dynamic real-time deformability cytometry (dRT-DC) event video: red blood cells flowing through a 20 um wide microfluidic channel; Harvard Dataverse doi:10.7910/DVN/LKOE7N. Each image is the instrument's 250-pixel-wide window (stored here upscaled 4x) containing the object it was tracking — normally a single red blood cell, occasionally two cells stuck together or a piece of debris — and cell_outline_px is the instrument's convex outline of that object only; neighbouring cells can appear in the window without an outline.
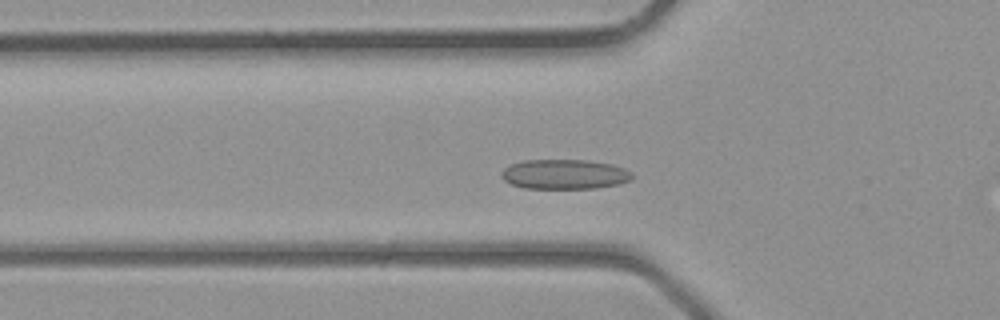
{"species": "common noctule bat (a hibernating species)", "species_latin": "Nyctalus noctula", "temperature_condition": "room temperature", "stored_images_in_passage": 29, "camera_frame_rate_fps": 3000, "um_per_image_px": 0.085, "animal": {"sex": "male", "body_mass_g": 23.1, "forearm_length_mm": 52.7}, "frame": {"image": 1, "passage_image": 6, "time_ms": 1.667, "image_size_px": [1000, 320], "cell_outline_px": [[636, 176], [632, 180], [620, 184], [596, 188], [524, 188], [512, 184], [504, 180], [500, 176], [500, 172], [508, 164], [524, 160], [584, 160], [612, 164], [624, 168], [632, 172]], "centroid_in_image_um": [48.0, 14.81], "position_along_channel_um": 77.8, "area_um2": 22.95}}
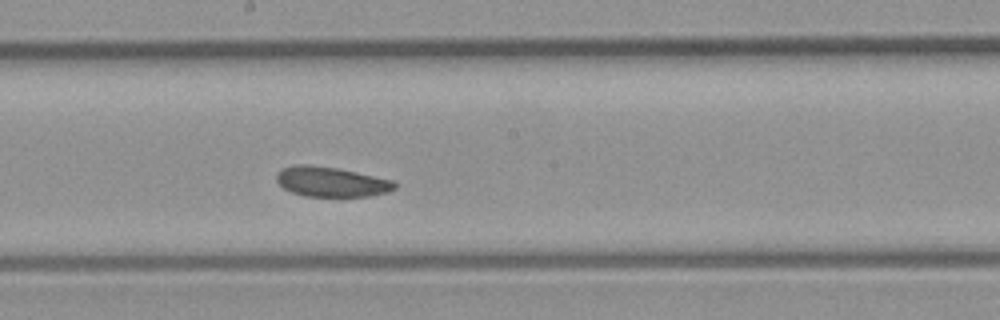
{"frame": {"image": 2, "passage_image": 14, "time_ms": 4.333, "image_size_px": [1000, 320], "cell_outline_px": [[396, 188], [388, 192], [368, 196], [304, 196], [292, 192], [284, 188], [276, 180], [276, 172], [280, 168], [296, 164], [308, 164], [336, 168], [396, 180]], "centroid_in_image_um": [28.15, 15.44], "position_along_channel_um": 220.1, "area_um2": 20.75}}
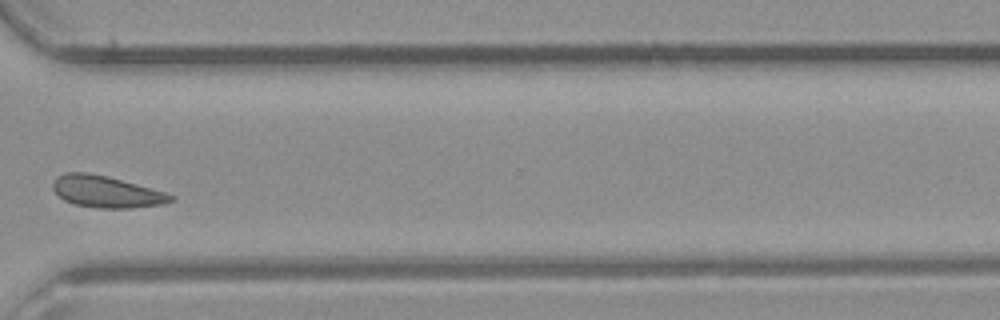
{"frame": {"image": 3, "passage_image": 22, "time_ms": 7.0, "image_size_px": [1000, 320], "cell_outline_px": [[176, 200], [164, 204], [132, 208], [100, 208], [76, 204], [64, 200], [52, 188], [52, 184], [56, 176], [64, 172], [88, 172], [108, 176], [164, 192], [176, 196]], "centroid_in_image_um": [9.05, 16.29], "position_along_channel_um": 361.6, "area_um2": 21.79}}